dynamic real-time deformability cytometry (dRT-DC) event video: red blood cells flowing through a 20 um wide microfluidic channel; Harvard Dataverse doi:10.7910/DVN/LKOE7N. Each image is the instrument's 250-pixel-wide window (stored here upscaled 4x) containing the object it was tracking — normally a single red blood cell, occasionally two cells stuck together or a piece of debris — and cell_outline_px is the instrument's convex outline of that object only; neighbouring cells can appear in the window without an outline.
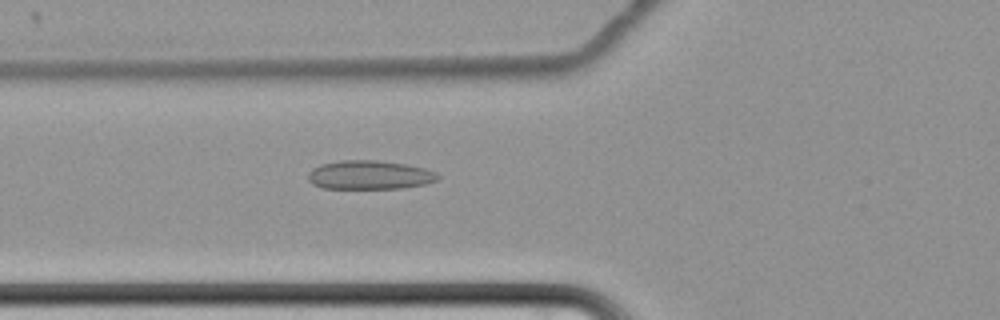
{"species": "common noctule bat (a hibernating species)", "species_latin": "Nyctalus noctula", "temperature_condition": "cold", "stored_images_in_passage": 63, "camera_frame_rate_fps": 3000, "um_per_image_px": 0.085, "animal": {"sex": "female", "body_mass_g": 22.7, "forearm_length_mm": 54.2}, "frame": {"image": 1, "passage_image": 26, "time_ms": 8.333, "image_size_px": [1000, 320], "cell_outline_px": [[440, 176], [436, 180], [424, 184], [400, 188], [324, 188], [312, 184], [308, 180], [308, 172], [312, 168], [320, 164], [340, 160], [380, 160], [404, 164], [424, 168], [436, 172]], "centroid_in_image_um": [31.37, 14.86], "position_along_channel_um": 94.4, "area_um2": 21.79}}
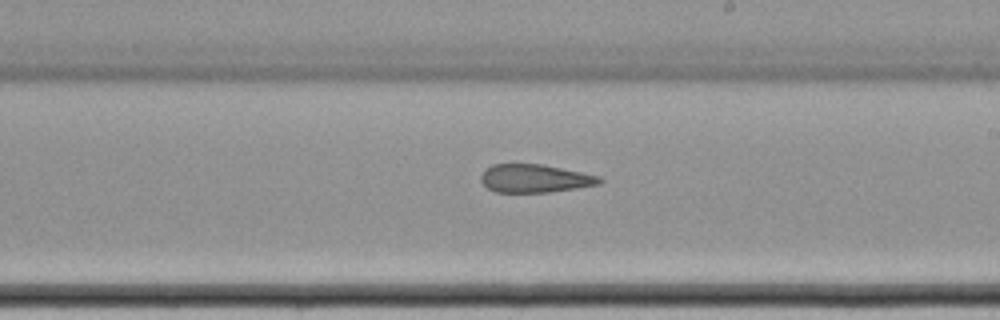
{"frame": {"image": 2, "passage_image": 39, "time_ms": 12.667, "image_size_px": [1000, 320], "cell_outline_px": [[604, 180], [600, 184], [576, 188], [548, 192], [496, 192], [488, 188], [480, 180], [480, 176], [492, 164], [544, 164], [600, 176]], "centroid_in_image_um": [45.49, 15.16], "position_along_channel_um": 243.5, "area_um2": 19.42}}
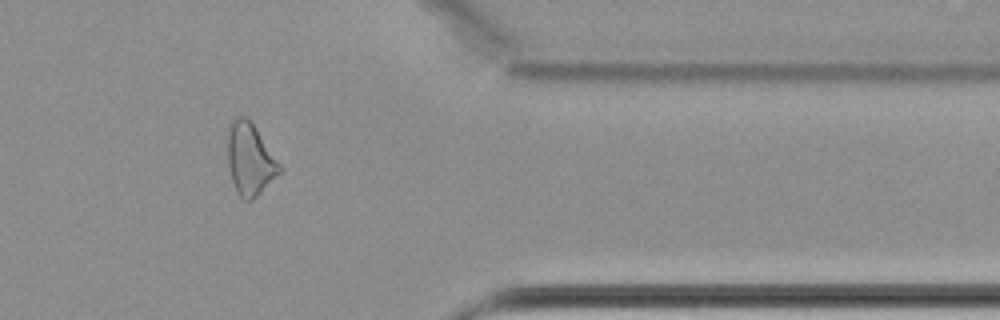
{"frame": {"image": 3, "passage_image": 53, "time_ms": 17.333, "image_size_px": [1000, 320], "cell_outline_px": [[284, 172], [252, 200], [244, 200], [236, 192], [228, 168], [228, 124], [236, 116], [244, 116], [252, 124], [284, 168]], "centroid_in_image_um": [21.27, 13.57], "position_along_channel_um": 390.1, "area_um2": 21.96}, "authors_computed_cell_mechanics": {"area_um2": 22.8888, "velocity_mm_per_s": 3.4445, "shape_relaxation_time_tau1_ms": null, "shape_relaxation_time_tau2_ms": 4.4845, "deformation_change_tau1": null, "deformation_change_tau2": 0.1277}}